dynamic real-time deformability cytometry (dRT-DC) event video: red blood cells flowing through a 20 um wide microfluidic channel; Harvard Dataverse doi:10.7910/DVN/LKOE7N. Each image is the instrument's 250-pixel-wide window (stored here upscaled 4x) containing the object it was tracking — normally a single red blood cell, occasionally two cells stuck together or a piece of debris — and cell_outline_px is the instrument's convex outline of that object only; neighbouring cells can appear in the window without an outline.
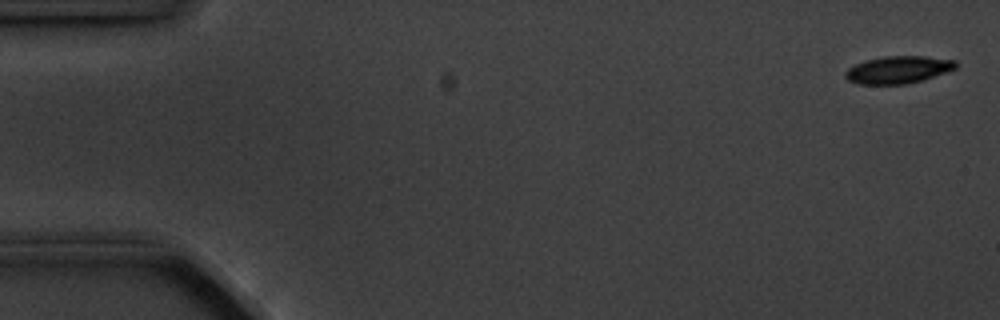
{"species": "common noctule bat (a hibernating species)", "species_latin": "Nyctalus noctula", "temperature_condition": "cold", "stored_images_in_passage": 5, "camera_frame_rate_fps": 3000, "um_per_image_px": 0.085, "animal": {"sex": "male", "body_mass_g": 20.1, "forearm_length_mm": 53.5}, "frame": {"image": 1, "passage_image": 1, "time_ms": 0.0, "image_size_px": [1000, 320], "cell_outline_px": [[956, 68], [908, 84], [856, 84], [848, 80], [844, 76], [844, 72], [848, 68], [856, 64], [868, 60], [884, 56], [924, 56], [956, 60]], "centroid_in_image_um": [76.3, 5.93], "position_along_channel_um": 8.7, "area_um2": 17.4}}